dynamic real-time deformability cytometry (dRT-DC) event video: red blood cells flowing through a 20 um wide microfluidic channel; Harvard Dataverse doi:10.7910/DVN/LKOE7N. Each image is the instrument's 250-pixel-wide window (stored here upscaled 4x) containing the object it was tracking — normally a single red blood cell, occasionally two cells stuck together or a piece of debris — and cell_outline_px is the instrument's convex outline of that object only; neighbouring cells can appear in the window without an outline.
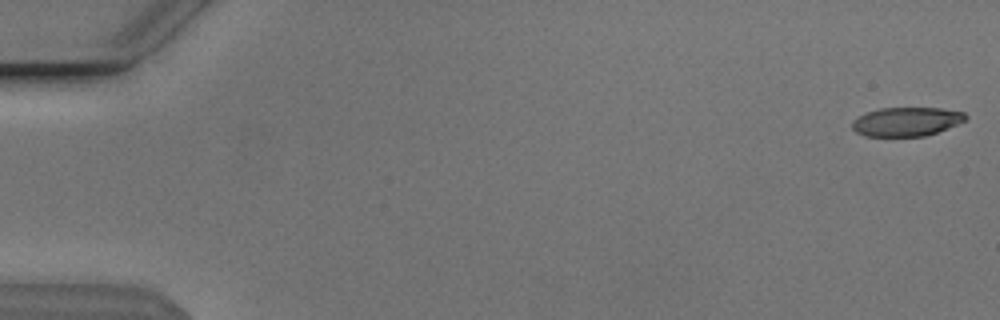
{"species": "Egyptian fruit bat (a non-hibernating species)", "species_latin": "Rousettus aegyptiacus", "temperature_condition": "cold", "stored_images_in_passage": 15, "camera_frame_rate_fps": 3000, "um_per_image_px": 0.085, "animal": {"sex": "male"}, "frame": {"image": 1, "passage_image": 1, "time_ms": 0.0, "image_size_px": [1000, 320], "cell_outline_px": [[968, 116], [964, 120], [956, 124], [936, 132], [924, 136], [864, 136], [856, 132], [852, 128], [852, 120], [868, 112], [880, 108], [940, 108], [964, 112]], "centroid_in_image_um": [77.02, 10.34], "position_along_channel_um": 8.0, "area_um2": 18.9}}
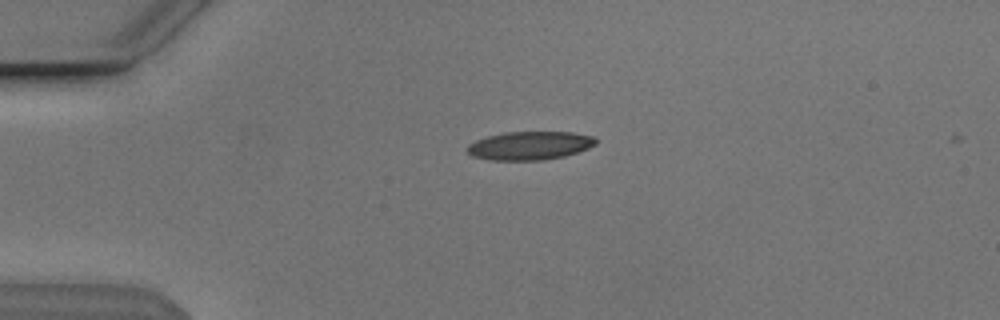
{"frame": {"image": 2, "passage_image": 13, "time_ms": 4.0, "image_size_px": [1000, 320], "cell_outline_px": [[596, 144], [588, 148], [564, 156], [544, 160], [488, 160], [472, 156], [468, 152], [468, 144], [476, 140], [488, 136], [504, 132], [572, 132], [592, 136], [596, 140]], "centroid_in_image_um": [45.01, 12.38], "position_along_channel_um": 40.0, "area_um2": 21.21}}